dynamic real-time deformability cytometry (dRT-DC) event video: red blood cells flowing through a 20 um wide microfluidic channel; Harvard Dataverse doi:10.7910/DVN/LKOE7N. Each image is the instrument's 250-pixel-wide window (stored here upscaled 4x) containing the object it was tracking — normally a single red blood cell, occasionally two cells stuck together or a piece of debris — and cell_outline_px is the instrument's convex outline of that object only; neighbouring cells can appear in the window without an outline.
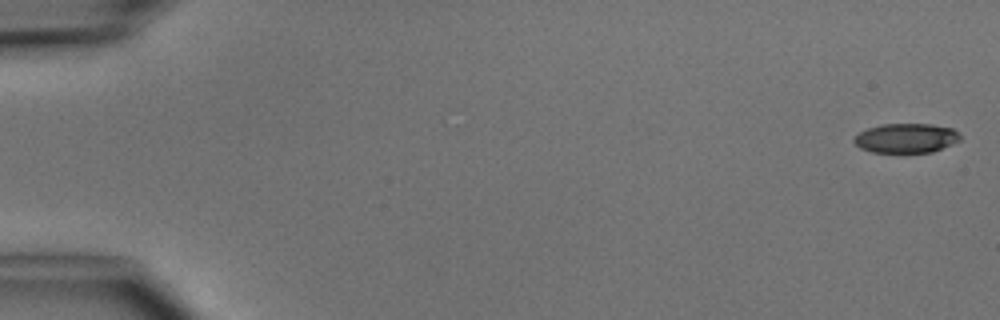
{"species": "common noctule bat (a hibernating species)", "species_latin": "Nyctalus noctula", "temperature_condition": "cold", "stored_images_in_passage": 5, "camera_frame_rate_fps": 3000, "um_per_image_px": 0.085, "animal": {"sex": "male", "body_mass_g": 15.6}, "frame": {"image": 1, "passage_image": 1, "time_ms": 0.0, "image_size_px": [1000, 320], "cell_outline_px": [[960, 140], [932, 152], [900, 156], [872, 152], [860, 148], [852, 140], [860, 132], [868, 128], [880, 124], [932, 124], [952, 128], [960, 132]], "centroid_in_image_um": [77.01, 11.79], "position_along_channel_um": 8.0, "area_um2": 19.02}}
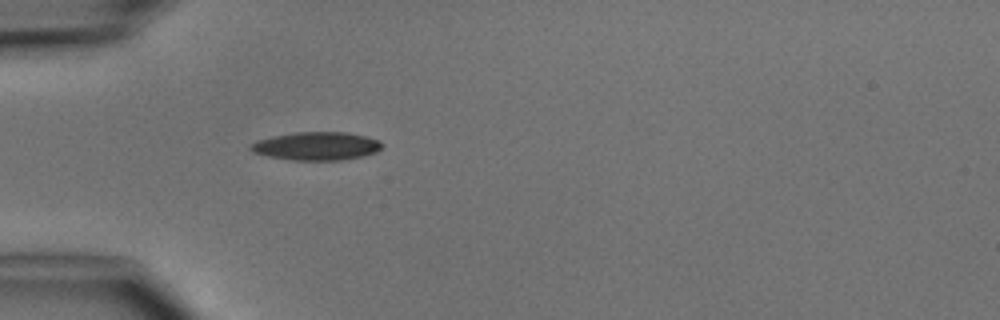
{"frame": {"image": 2, "passage_image": 5, "time_ms": 4.667, "image_size_px": [1000, 320], "cell_outline_px": [[384, 144], [376, 152], [364, 156], [340, 160], [292, 160], [268, 156], [252, 152], [248, 148], [256, 140], [272, 136], [296, 132], [344, 132], [364, 136], [380, 140]], "centroid_in_image_um": [26.89, 12.41], "position_along_channel_um": 58.1, "area_um2": 21.62}}